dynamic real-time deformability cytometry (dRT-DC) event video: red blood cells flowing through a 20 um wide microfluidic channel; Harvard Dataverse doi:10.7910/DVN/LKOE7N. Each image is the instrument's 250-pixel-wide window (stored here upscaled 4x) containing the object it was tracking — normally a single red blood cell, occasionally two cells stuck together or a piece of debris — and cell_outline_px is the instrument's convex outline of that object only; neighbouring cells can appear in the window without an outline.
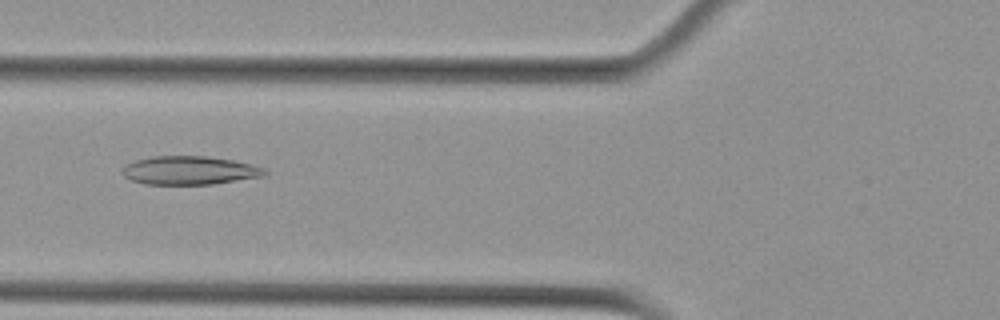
{"species": "Egyptian fruit bat (a non-hibernating species)", "species_latin": "Rousettus aegyptiacus", "temperature_condition": "cold", "stored_images_in_passage": 27, "camera_frame_rate_fps": 3000, "um_per_image_px": 0.085, "animal": {"sex": "female"}, "frame": {"image": 1, "passage_image": 8, "time_ms": 2.333, "image_size_px": [1000, 320], "cell_outline_px": [[268, 176], [212, 184], [144, 184], [132, 180], [124, 176], [120, 172], [120, 168], [124, 164], [136, 160], [152, 156], [208, 156], [232, 160], [252, 164], [264, 168], [268, 172]], "centroid_in_image_um": [16.11, 14.48], "position_along_channel_um": 109.7, "area_um2": 23.99}}
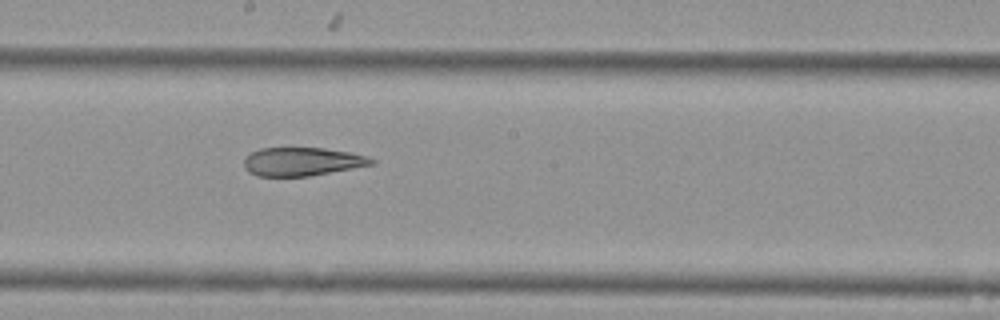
{"frame": {"image": 2, "passage_image": 17, "time_ms": 5.333, "image_size_px": [1000, 320], "cell_outline_px": [[376, 164], [308, 176], [256, 176], [248, 172], [244, 168], [244, 160], [252, 152], [260, 148], [324, 148], [352, 152], [368, 156], [376, 160]], "centroid_in_image_um": [25.71, 13.73], "position_along_channel_um": 222.5, "area_um2": 21.21}}
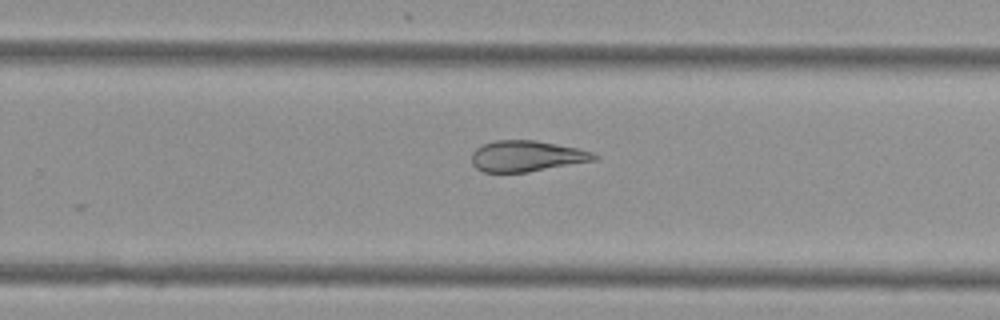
{"frame": {"image": 3, "passage_image": 22, "time_ms": 7.0, "image_size_px": [1000, 320], "cell_outline_px": [[600, 156], [596, 160], [528, 172], [484, 172], [476, 168], [472, 164], [472, 152], [476, 148], [484, 144], [496, 140], [536, 140], [580, 148], [592, 152]], "centroid_in_image_um": [44.79, 13.26], "position_along_channel_um": 285.0, "area_um2": 22.2}}